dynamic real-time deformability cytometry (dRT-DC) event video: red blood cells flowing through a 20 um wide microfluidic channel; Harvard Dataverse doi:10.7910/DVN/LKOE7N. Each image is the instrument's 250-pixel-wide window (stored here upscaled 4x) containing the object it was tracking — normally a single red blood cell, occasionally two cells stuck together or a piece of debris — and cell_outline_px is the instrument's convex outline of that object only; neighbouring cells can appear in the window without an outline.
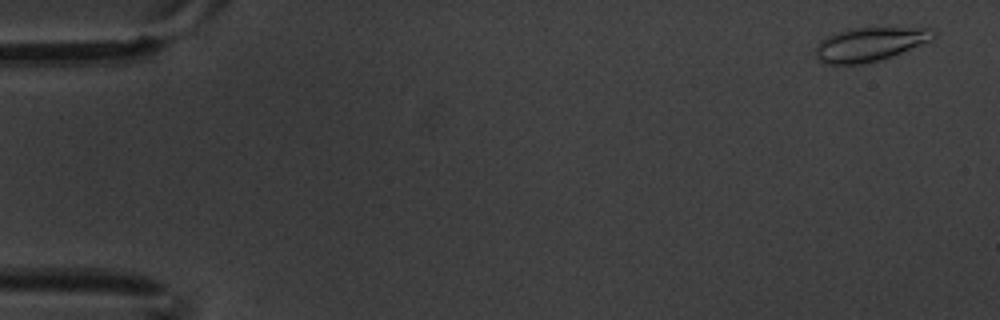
{"species": "common noctule bat (a hibernating species)", "species_latin": "Nyctalus noctula", "temperature_condition": "warm", "stored_images_in_passage": 5, "camera_frame_rate_fps": 3000, "um_per_image_px": 0.085, "animal": {"sex": "male", "body_mass_g": 20.1, "forearm_length_mm": 53.5}, "frame": {"image": 1, "passage_image": 1, "time_ms": 0.0, "image_size_px": [1000, 320], "cell_outline_px": [[936, 36], [932, 40], [892, 56], [880, 60], [860, 64], [824, 64], [816, 60], [816, 44], [824, 36], [836, 32], [852, 28], [932, 28], [936, 32]], "centroid_in_image_um": [73.9, 3.76], "position_along_channel_um": 11.1, "area_um2": 23.41}}